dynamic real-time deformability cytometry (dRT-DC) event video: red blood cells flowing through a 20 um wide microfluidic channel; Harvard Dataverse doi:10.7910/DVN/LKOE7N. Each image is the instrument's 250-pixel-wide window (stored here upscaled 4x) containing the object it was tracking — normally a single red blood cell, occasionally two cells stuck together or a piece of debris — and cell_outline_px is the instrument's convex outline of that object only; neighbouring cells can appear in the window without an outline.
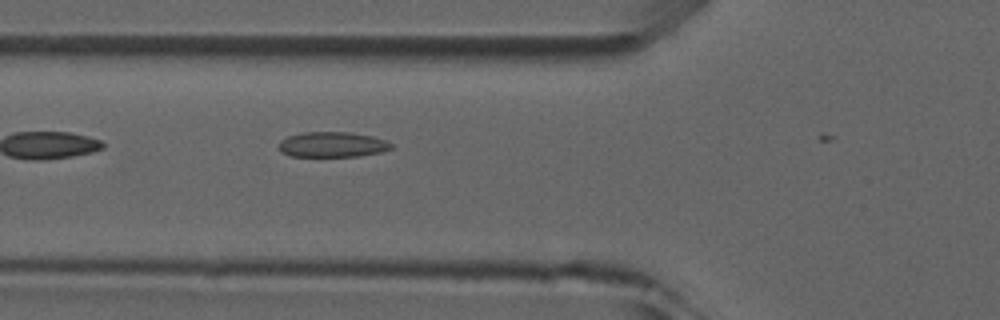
{"species": "common noctule bat (a hibernating species)", "species_latin": "Nyctalus noctula", "temperature_condition": "room temperature", "stored_images_in_passage": 5, "camera_frame_rate_fps": 3000, "um_per_image_px": 0.085, "animal": {"sex": "male", "forearm_length_mm": 52.5}, "frame": {"image": 1, "passage_image": 5, "time_ms": 5.667, "image_size_px": [1000, 320], "cell_outline_px": [[392, 148], [380, 152], [360, 156], [288, 156], [280, 152], [280, 140], [288, 136], [304, 132], [348, 132], [372, 136], [384, 140], [392, 144]], "centroid_in_image_um": [28.22, 12.29], "position_along_channel_um": 97.6, "area_um2": 16.47}}